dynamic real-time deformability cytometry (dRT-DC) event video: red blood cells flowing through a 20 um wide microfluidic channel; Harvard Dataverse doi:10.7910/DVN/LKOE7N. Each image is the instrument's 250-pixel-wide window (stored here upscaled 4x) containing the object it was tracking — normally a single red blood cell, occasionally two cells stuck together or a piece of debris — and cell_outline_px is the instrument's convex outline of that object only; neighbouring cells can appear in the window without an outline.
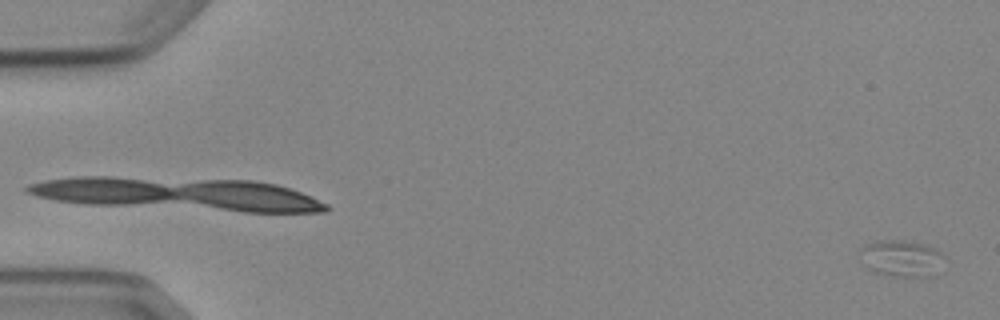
{"species": "Egyptian fruit bat (a non-hibernating species)", "species_latin": "Rousettus aegyptiacus", "temperature_condition": "cold", "stored_images_in_passage": 3, "camera_frame_rate_fps": 3000, "um_per_image_px": 0.085, "animal": {"sex": "female"}, "frame": {"image": 1, "passage_image": 3, "time_ms": 2.333, "image_size_px": [1000, 320], "cell_outline_px": [[948, 260], [924, 276], [896, 276], [876, 272], [868, 268], [860, 260], [860, 248], [868, 244], [880, 240], [904, 240], [924, 244], [936, 248]], "centroid_in_image_um": [76.6, 21.92], "position_along_channel_um": 8.4, "area_um2": 17.63}}